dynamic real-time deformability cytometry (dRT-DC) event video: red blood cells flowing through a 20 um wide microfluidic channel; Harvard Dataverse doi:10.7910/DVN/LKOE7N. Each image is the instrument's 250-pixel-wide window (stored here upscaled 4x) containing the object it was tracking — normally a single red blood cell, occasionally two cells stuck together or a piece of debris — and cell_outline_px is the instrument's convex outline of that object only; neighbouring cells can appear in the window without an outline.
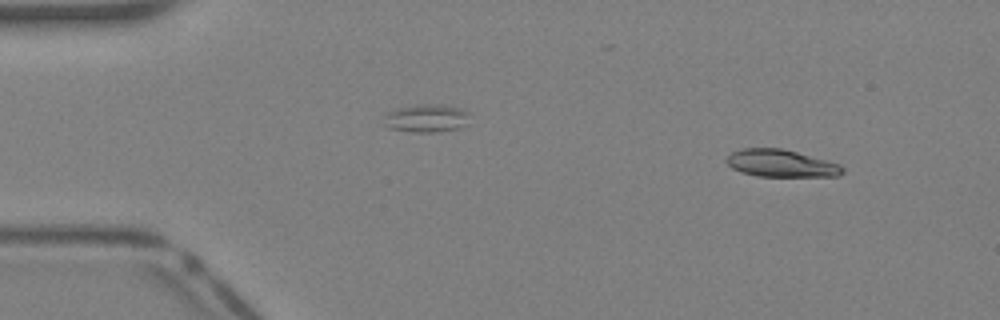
{"species": "Egyptian fruit bat (a non-hibernating species)", "species_latin": "Rousettus aegyptiacus", "temperature_condition": "warm", "stored_images_in_passage": 38, "camera_frame_rate_fps": 3000, "um_per_image_px": 0.085, "animal": {"sex": "female"}, "frame": {"image": 1, "passage_image": 3, "time_ms": 0.667, "image_size_px": [1000, 320], "cell_outline_px": [[844, 172], [840, 176], [756, 176], [740, 172], [732, 168], [724, 160], [732, 152], [740, 148], [780, 148], [828, 160], [840, 164], [844, 168]], "centroid_in_image_um": [66.38, 13.88], "position_along_channel_um": 18.6, "area_um2": 18.55}}
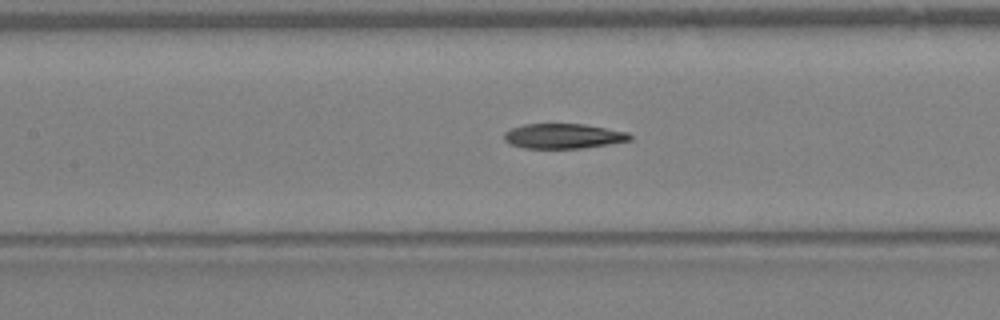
{"frame": {"image": 2, "passage_image": 17, "time_ms": 5.333, "image_size_px": [1000, 320], "cell_outline_px": [[632, 140], [584, 148], [524, 148], [512, 144], [504, 140], [504, 132], [512, 128], [524, 124], [584, 124], [628, 132], [632, 136]], "centroid_in_image_um": [47.9, 11.56], "position_along_channel_um": 159.5, "area_um2": 18.21}}
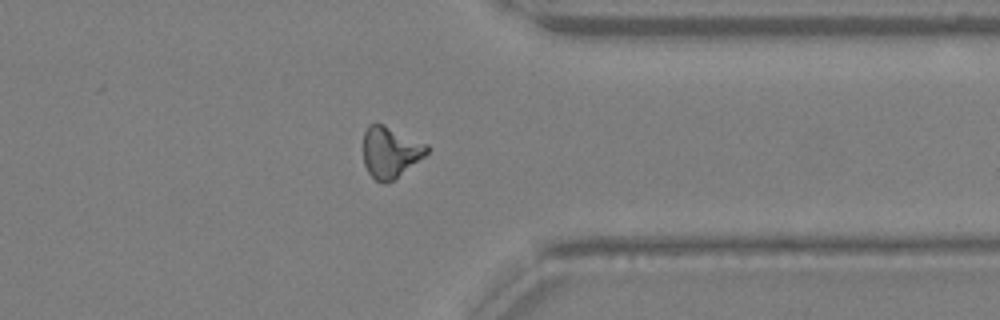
{"frame": {"image": 3, "passage_image": 30, "time_ms": 9.667, "image_size_px": [1000, 320], "cell_outline_px": [[428, 152], [424, 156], [392, 180], [384, 184], [376, 180], [368, 172], [364, 164], [364, 132], [368, 124], [384, 124], [428, 144]], "centroid_in_image_um": [33.17, 12.91], "position_along_channel_um": 378.2, "area_um2": 18.73}}